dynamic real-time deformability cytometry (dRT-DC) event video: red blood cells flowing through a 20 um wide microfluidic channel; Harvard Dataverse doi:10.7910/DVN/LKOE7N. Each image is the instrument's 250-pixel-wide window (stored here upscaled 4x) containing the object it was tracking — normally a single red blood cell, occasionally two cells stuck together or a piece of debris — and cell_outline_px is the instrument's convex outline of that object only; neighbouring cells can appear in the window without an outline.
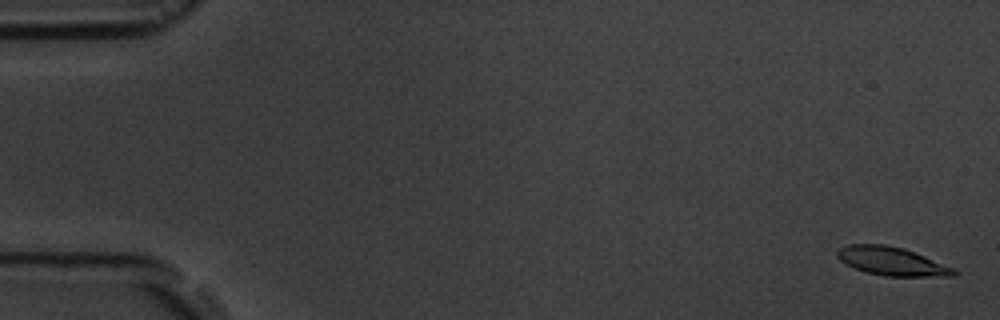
{"species": "common noctule bat (a hibernating species)", "species_latin": "Nyctalus noctula", "temperature_condition": "room temperature", "stored_images_in_passage": 6, "segment_of_instrument_passage": [1, 2], "camera_frame_rate_fps": 3000, "um_per_image_px": 0.085, "animal": {"sex": "male", "body_mass_g": 19.5, "forearm_length_mm": 54.6}, "frame": {"image": 1, "passage_image": 1, "time_ms": 0.0, "image_size_px": [1000, 320], "cell_outline_px": [[956, 276], [884, 276], [868, 272], [856, 268], [840, 260], [836, 256], [836, 252], [840, 248], [848, 244], [884, 244], [904, 248], [956, 268]], "centroid_in_image_um": [75.83, 22.2], "position_along_channel_um": 9.2, "area_um2": 19.25}}
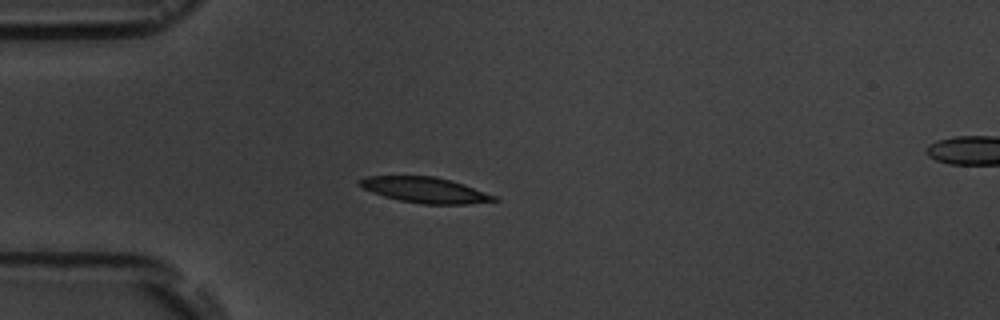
{"frame": {"image": 2, "passage_image": 5, "time_ms": 4.667, "image_size_px": [1000, 320], "cell_outline_px": [[500, 200], [468, 204], [424, 204], [400, 200], [384, 196], [372, 192], [356, 184], [356, 180], [368, 176], [436, 176], [496, 196]], "centroid_in_image_um": [36.06, 16.15], "position_along_channel_um": 48.9, "area_um2": 19.77}}